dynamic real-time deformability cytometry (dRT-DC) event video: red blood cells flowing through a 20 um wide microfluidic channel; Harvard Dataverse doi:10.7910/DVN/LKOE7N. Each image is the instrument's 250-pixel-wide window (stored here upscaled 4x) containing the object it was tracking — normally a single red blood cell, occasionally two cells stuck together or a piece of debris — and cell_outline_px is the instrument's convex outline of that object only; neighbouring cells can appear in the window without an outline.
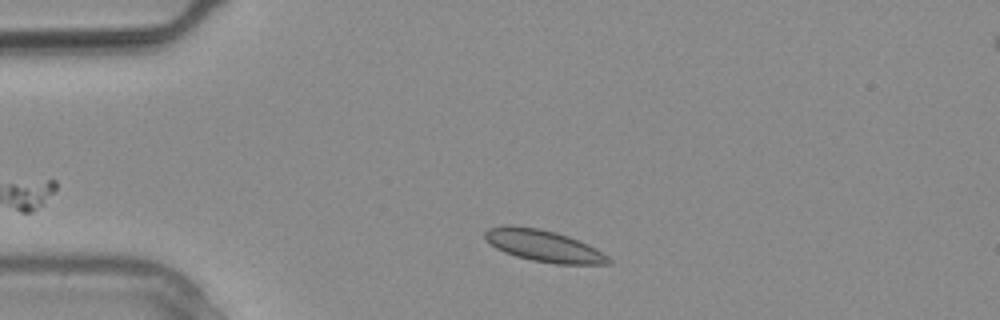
{"species": "common noctule bat (a hibernating species)", "species_latin": "Nyctalus noctula", "temperature_condition": "warm", "stored_images_in_passage": 2, "camera_frame_rate_fps": 3000, "um_per_image_px": 0.085, "animal": {"sex": "male", "body_mass_g": 20.4}, "frame": {"image": 1, "passage_image": 2, "time_ms": 0.333, "image_size_px": [1000, 320], "cell_outline_px": [[612, 264], [556, 264], [532, 260], [516, 256], [504, 252], [496, 248], [484, 236], [484, 232], [488, 228], [508, 224], [536, 228], [556, 232], [568, 236], [588, 244], [596, 248], [608, 256], [612, 260]], "centroid_in_image_um": [46.23, 20.89], "position_along_channel_um": 38.8, "area_um2": 22.77}}